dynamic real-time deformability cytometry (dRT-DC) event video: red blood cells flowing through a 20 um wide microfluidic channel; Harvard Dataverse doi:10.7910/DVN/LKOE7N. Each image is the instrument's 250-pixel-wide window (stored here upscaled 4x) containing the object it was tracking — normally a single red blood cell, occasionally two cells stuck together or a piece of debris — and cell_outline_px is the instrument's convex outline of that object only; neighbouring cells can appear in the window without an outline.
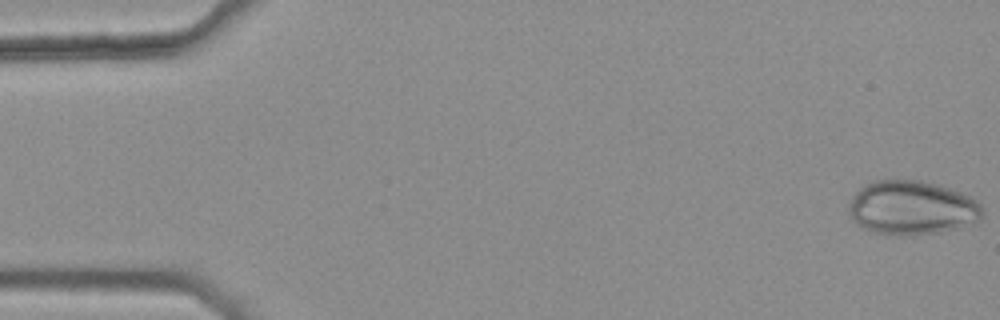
{"species": "common noctule bat (a hibernating species)", "species_latin": "Nyctalus noctula", "temperature_condition": "warm", "stored_images_in_passage": 6, "camera_frame_rate_fps": 3000, "um_per_image_px": 0.085, "animal": {"sex": "female", "body_mass_g": 25.1}, "frame": {"image": 1, "passage_image": 1, "time_ms": 0.0, "image_size_px": [1000, 320], "cell_outline_px": [[984, 212], [980, 220], [960, 228], [940, 232], [912, 236], [900, 236], [868, 232], [860, 228], [852, 220], [848, 212], [848, 204], [852, 196], [864, 184], [872, 180], [920, 180], [936, 184], [972, 196], [984, 208]], "centroid_in_image_um": [77.48, 17.68], "position_along_channel_um": 7.5, "area_um2": 43.06}}